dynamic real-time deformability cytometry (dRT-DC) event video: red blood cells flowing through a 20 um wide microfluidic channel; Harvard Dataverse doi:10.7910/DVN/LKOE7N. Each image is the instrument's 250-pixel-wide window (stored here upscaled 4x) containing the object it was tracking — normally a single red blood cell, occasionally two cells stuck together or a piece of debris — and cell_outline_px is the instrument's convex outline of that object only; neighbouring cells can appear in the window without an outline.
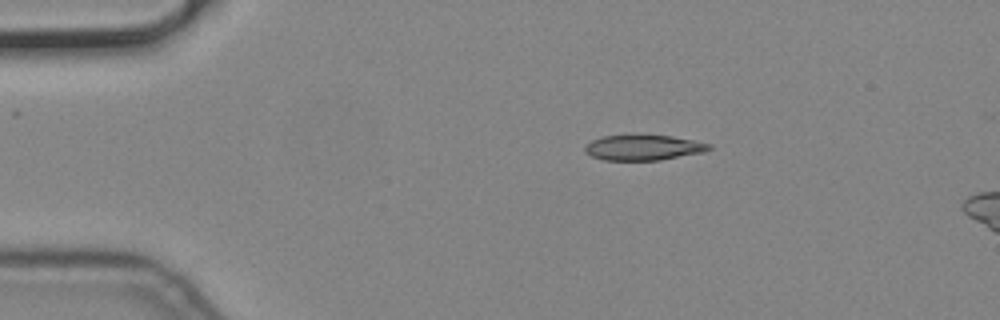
{"species": "common noctule bat (a hibernating species)", "species_latin": "Nyctalus noctula", "temperature_condition": "cold", "stored_images_in_passage": 2, "camera_frame_rate_fps": 3000, "um_per_image_px": 0.085, "animal": {"sex": "male", "body_mass_g": 19.2, "forearm_length_mm": 51.8}, "frame": {"image": 1, "passage_image": 1, "time_ms": 0.0, "image_size_px": [1000, 320], "cell_outline_px": [[712, 148], [704, 152], [660, 160], [604, 160], [592, 156], [584, 152], [584, 148], [592, 140], [600, 136], [636, 132], [640, 132], [672, 136], [712, 144]], "centroid_in_image_um": [54.66, 12.49], "position_along_channel_um": 30.3, "area_um2": 19.19}}